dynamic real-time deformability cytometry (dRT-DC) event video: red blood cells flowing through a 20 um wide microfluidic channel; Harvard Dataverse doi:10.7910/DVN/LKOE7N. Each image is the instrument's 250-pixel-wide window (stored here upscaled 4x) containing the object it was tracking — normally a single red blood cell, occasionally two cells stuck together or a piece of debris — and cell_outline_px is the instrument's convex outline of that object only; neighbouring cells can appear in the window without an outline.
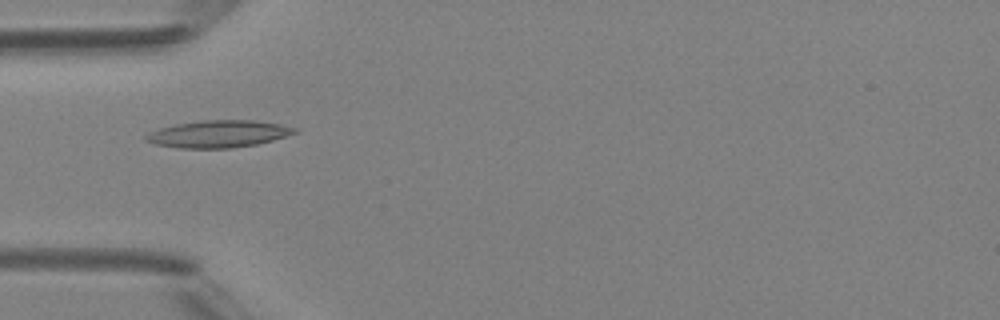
{"species": "Egyptian fruit bat (a non-hibernating species)", "species_latin": "Rousettus aegyptiacus", "temperature_condition": "room temperature", "stored_images_in_passage": 2, "camera_frame_rate_fps": 3000, "um_per_image_px": 0.085, "animal": {"sex": "female"}, "frame": {"image": 1, "passage_image": 2, "time_ms": 2.0, "image_size_px": [1000, 320], "cell_outline_px": [[300, 132], [272, 140], [256, 144], [228, 148], [180, 148], [156, 144], [144, 140], [144, 136], [148, 132], [160, 128], [176, 124], [200, 120], [252, 120], [280, 124], [296, 128]], "centroid_in_image_um": [18.55, 11.38], "position_along_channel_um": 66.4, "area_um2": 23.47}}